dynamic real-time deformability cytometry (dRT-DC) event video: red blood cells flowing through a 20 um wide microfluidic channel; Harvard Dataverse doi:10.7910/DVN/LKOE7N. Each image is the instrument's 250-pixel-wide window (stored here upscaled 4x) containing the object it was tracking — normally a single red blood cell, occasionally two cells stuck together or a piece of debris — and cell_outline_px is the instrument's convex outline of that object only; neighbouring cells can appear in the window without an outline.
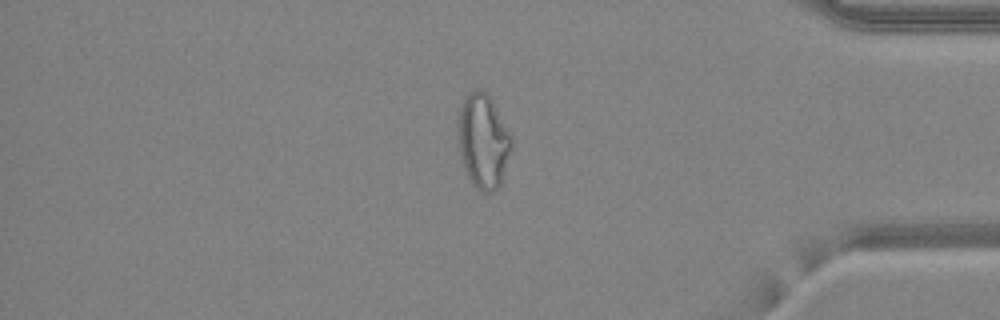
{"species": "common noctule bat (a hibernating species)", "species_latin": "Nyctalus noctula", "temperature_condition": "warm", "stored_images_in_passage": 48, "camera_frame_rate_fps": 3000, "um_per_image_px": 0.085, "animal": {"sex": "female", "body_mass_g": 24.6, "forearm_length_mm": 56.2}, "frame": {"image": 1, "passage_image": 41, "time_ms": 13.333, "image_size_px": [1000, 320], "cell_outline_px": [[512, 148], [500, 184], [492, 192], [480, 192], [472, 184], [464, 168], [456, 144], [456, 124], [460, 108], [464, 96], [468, 92], [476, 88], [484, 88], [492, 100], [512, 136]], "centroid_in_image_um": [41.02, 11.95], "position_along_channel_um": 394.2, "area_um2": 30.17}}
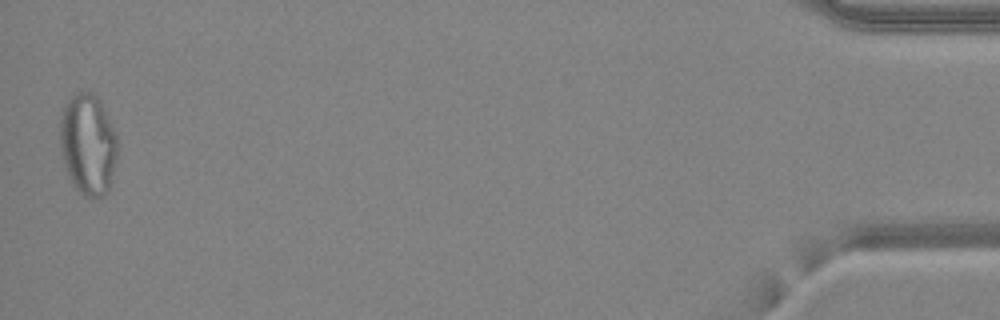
{"frame": {"image": 2, "passage_image": 48, "time_ms": 15.667, "image_size_px": [1000, 320], "cell_outline_px": [[116, 160], [108, 188], [100, 196], [84, 196], [76, 188], [68, 176], [64, 164], [60, 144], [60, 116], [64, 104], [76, 92], [92, 92], [100, 100], [116, 132]], "centroid_in_image_um": [7.45, 12.21], "position_along_channel_um": 427.7, "area_um2": 33.52}, "authors_computed_cell_mechanics": {"area_um2": 29.9982, "velocity_mm_per_s": 4.2742, "shape_relaxation_time_tau1_ms": null, "shape_relaxation_time_tau2_ms": 1.8421, "deformation_change_tau1": null, "deformation_change_tau2": 0.1081}}